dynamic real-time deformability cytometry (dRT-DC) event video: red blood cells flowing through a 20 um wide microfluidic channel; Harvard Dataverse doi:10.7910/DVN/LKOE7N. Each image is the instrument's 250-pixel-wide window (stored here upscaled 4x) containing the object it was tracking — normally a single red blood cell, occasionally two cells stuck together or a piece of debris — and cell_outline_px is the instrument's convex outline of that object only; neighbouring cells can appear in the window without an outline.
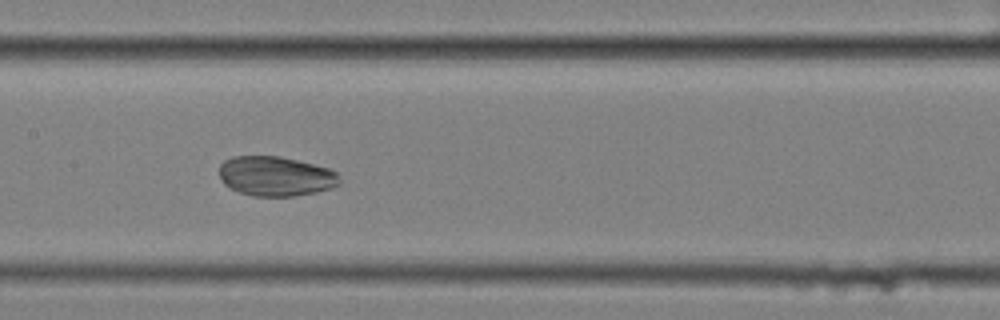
{"species": "common noctule bat (a hibernating species)", "species_latin": "Nyctalus noctula", "temperature_condition": "cold", "stored_images_in_passage": 10, "camera_frame_rate_fps": 3000, "um_per_image_px": 0.085, "animal": {"sex": "female", "body_mass_g": 25.1}, "frame": {"image": 1, "passage_image": 9, "time_ms": 2.667, "image_size_px": [1000, 320], "cell_outline_px": [[340, 184], [332, 188], [316, 192], [296, 196], [252, 196], [228, 188], [224, 184], [220, 176], [220, 164], [224, 160], [232, 156], [280, 156], [328, 168], [336, 172], [340, 176]], "centroid_in_image_um": [23.43, 14.98], "position_along_channel_um": 184.0, "area_um2": 27.98}}
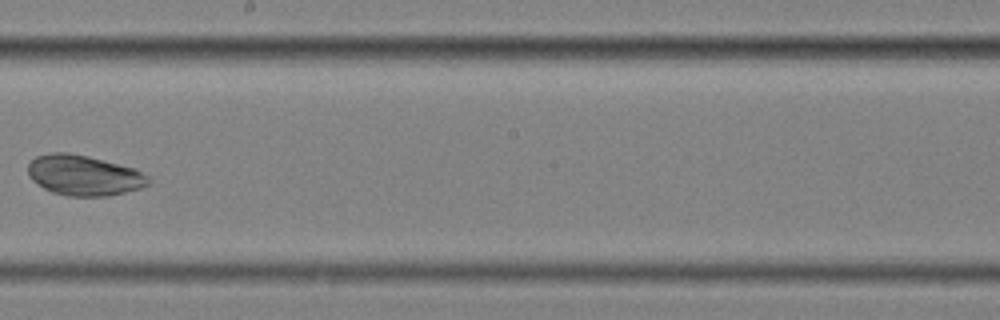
{"frame": {"image": 2, "passage_image": 10, "time_ms": 3.0, "image_size_px": [1000, 320], "cell_outline_px": [[152, 184], [140, 188], [108, 196], [68, 196], [52, 192], [44, 188], [32, 180], [28, 176], [28, 164], [36, 156], [48, 152], [68, 152], [88, 156], [136, 168], [148, 176], [152, 180]], "centroid_in_image_um": [7.15, 14.89], "position_along_channel_um": 241.0, "area_um2": 28.61}}